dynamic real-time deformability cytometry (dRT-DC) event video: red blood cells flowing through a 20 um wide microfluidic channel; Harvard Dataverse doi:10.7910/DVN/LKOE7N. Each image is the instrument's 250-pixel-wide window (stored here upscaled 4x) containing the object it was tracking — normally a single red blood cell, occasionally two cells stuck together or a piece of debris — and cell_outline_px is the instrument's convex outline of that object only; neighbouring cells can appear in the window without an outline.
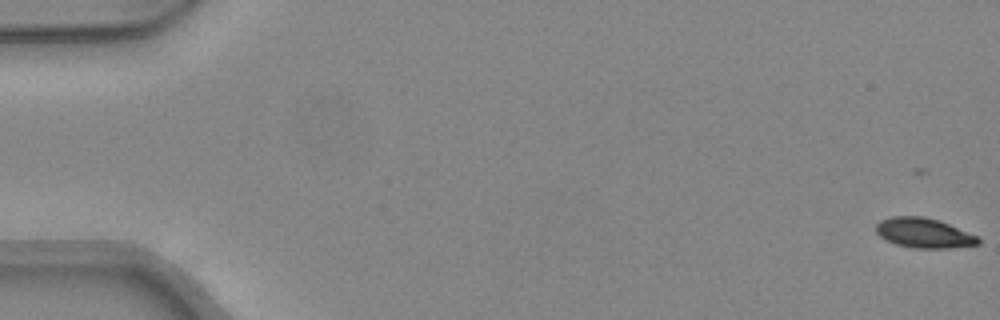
{"species": "common noctule bat (a hibernating species)", "species_latin": "Nyctalus noctula", "temperature_condition": "warm", "stored_images_in_passage": 13, "camera_frame_rate_fps": 3000, "um_per_image_px": 0.085, "animal": {"sex": "female", "body_mass_g": 24.6, "forearm_length_mm": 56.2}, "frame": {"image": 1, "passage_image": 1, "time_ms": 0.0, "image_size_px": [1000, 320], "cell_outline_px": [[980, 244], [948, 248], [912, 248], [896, 244], [880, 236], [876, 232], [876, 224], [880, 220], [892, 216], [924, 216], [940, 220], [980, 236]], "centroid_in_image_um": [78.57, 19.79], "position_along_channel_um": 6.4, "area_um2": 17.98}}
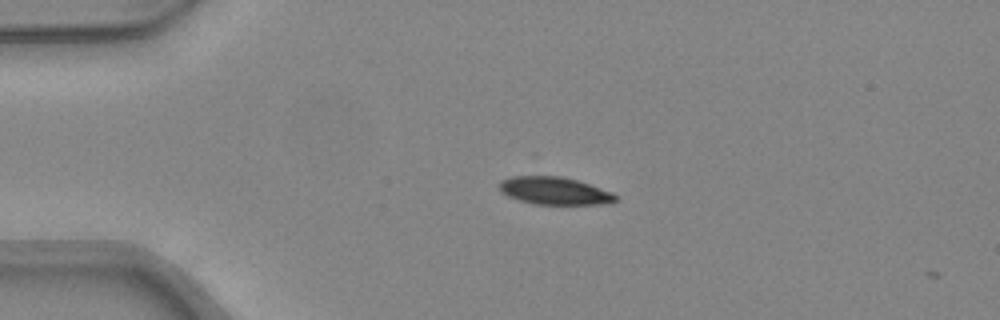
{"frame": {"image": 2, "passage_image": 12, "time_ms": 3.667, "image_size_px": [1000, 320], "cell_outline_px": [[620, 200], [612, 204], [536, 204], [520, 200], [508, 196], [500, 192], [500, 180], [512, 176], [560, 176], [576, 180], [612, 192]], "centroid_in_image_um": [47.16, 16.22], "position_along_channel_um": 37.8, "area_um2": 18.67}}